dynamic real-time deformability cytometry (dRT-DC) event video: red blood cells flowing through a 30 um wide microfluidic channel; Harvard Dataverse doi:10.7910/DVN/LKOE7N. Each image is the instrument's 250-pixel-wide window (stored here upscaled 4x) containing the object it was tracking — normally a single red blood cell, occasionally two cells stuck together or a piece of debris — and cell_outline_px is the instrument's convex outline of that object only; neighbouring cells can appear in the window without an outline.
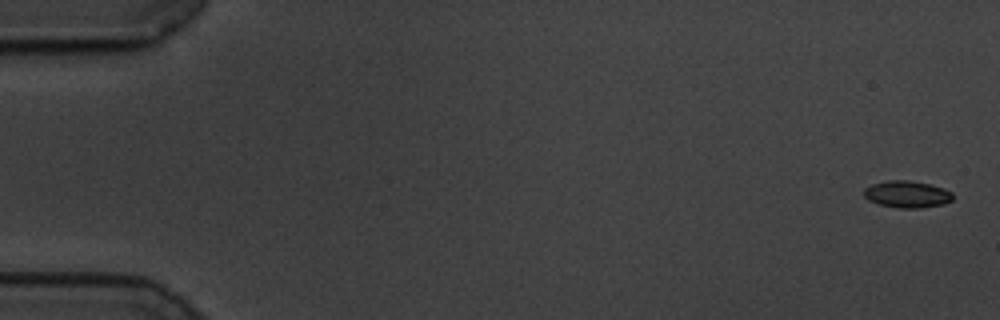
{"species": "common noctule bat (a hibernating species)", "species_latin": "Nyctalus noctula", "temperature_condition": "cold", "stored_images_in_passage": 58, "camera_frame_rate_fps": 3000, "um_per_image_px": 0.085, "animal": {"sex": "male", "body_mass_g": 19.5, "forearm_length_mm": 54.6}, "frame": {"image": 1, "passage_image": 1, "time_ms": 0.0, "image_size_px": [1000, 320], "cell_outline_px": [[952, 200], [944, 204], [920, 208], [900, 208], [880, 204], [868, 200], [864, 196], [864, 188], [872, 184], [888, 180], [908, 180], [928, 184], [944, 188], [952, 192]], "centroid_in_image_um": [77.1, 16.51], "position_along_channel_um": 7.9, "area_um2": 13.87}}
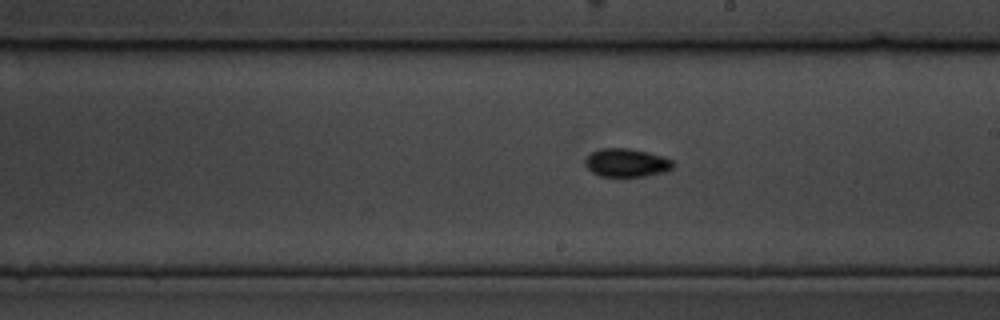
{"frame": {"image": 2, "passage_image": 33, "time_ms": 10.667, "image_size_px": [1000, 320], "cell_outline_px": [[676, 164], [672, 168], [664, 172], [648, 176], [600, 176], [592, 172], [584, 164], [584, 160], [592, 152], [600, 148], [628, 148], [648, 152], [664, 156], [672, 160]], "centroid_in_image_um": [53.28, 13.83], "position_along_channel_um": 235.7, "area_um2": 14.62}}
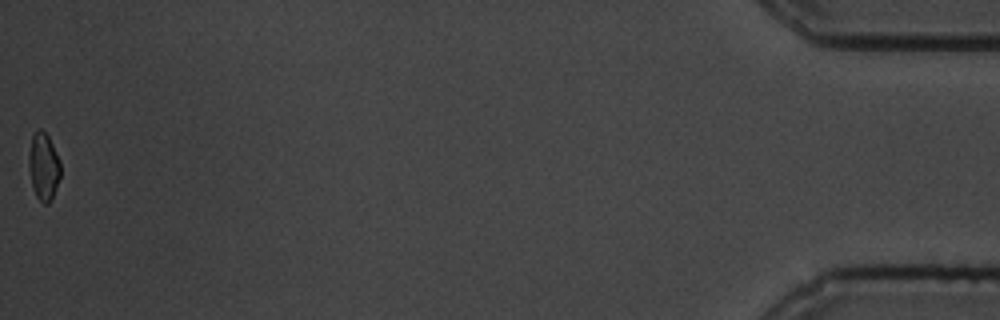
{"frame": {"image": 3, "passage_image": 58, "time_ms": 19.0, "image_size_px": [1000, 320], "cell_outline_px": [[60, 176], [52, 200], [48, 204], [44, 204], [36, 196], [32, 184], [28, 164], [28, 156], [32, 136], [40, 128], [48, 136], [60, 160]], "centroid_in_image_um": [3.71, 14.17], "position_along_channel_um": 431.5, "area_um2": 12.37}, "authors_computed_cell_mechanics": {"area_um2": 13.6408, "velocity_mm_per_s": 3.4735, "shape_relaxation_time_tau1_ms": 4.2077, "shape_relaxation_time_tau2_ms": 6.7951, "deformation_change_tau1": 0.0881, "deformation_change_tau2": 0.1049}}